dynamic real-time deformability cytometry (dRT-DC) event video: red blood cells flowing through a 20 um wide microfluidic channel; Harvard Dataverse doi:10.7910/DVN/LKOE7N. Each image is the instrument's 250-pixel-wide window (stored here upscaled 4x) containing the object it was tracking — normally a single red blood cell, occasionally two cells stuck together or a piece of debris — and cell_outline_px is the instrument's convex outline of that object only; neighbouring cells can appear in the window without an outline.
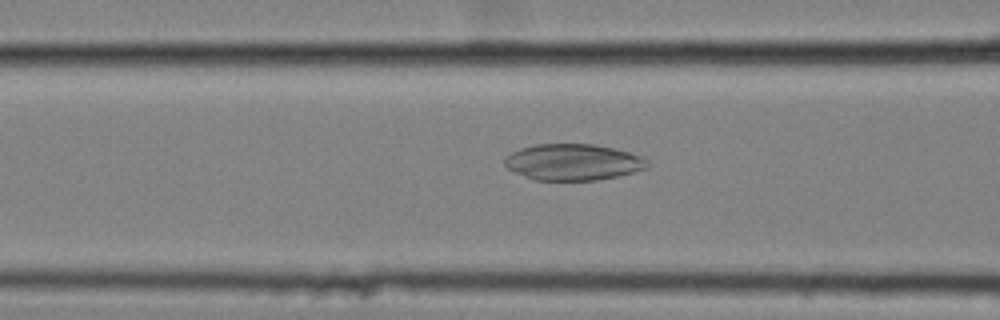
{"species": "common noctule bat (a hibernating species)", "species_latin": "Nyctalus noctula", "temperature_condition": "cold", "stored_images_in_passage": 58, "camera_frame_rate_fps": 3000, "um_per_image_px": 0.085, "animal": {"sex": "female", "body_mass_g": 25.1}, "frame": {"image": 1, "passage_image": 24, "time_ms": 7.667, "image_size_px": [1000, 320], "cell_outline_px": [[648, 168], [616, 176], [596, 180], [536, 180], [516, 172], [508, 168], [504, 164], [504, 160], [512, 152], [520, 148], [536, 144], [592, 144], [612, 148], [644, 156], [648, 160]], "centroid_in_image_um": [48.73, 13.77], "position_along_channel_um": 117.9, "area_um2": 29.94}}
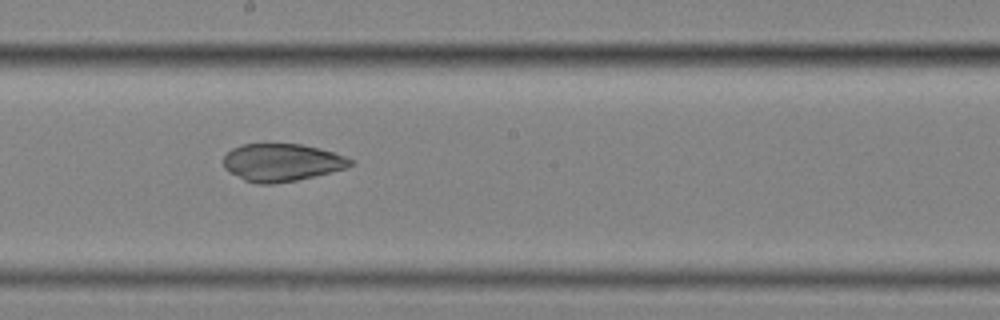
{"frame": {"image": 2, "passage_image": 33, "time_ms": 10.667, "image_size_px": [1000, 320], "cell_outline_px": [[356, 160], [348, 168], [296, 180], [272, 184], [256, 184], [244, 180], [228, 172], [224, 168], [224, 156], [232, 148], [244, 144], [300, 144], [320, 148]], "centroid_in_image_um": [23.95, 13.81], "position_along_channel_um": 224.2, "area_um2": 27.86}}
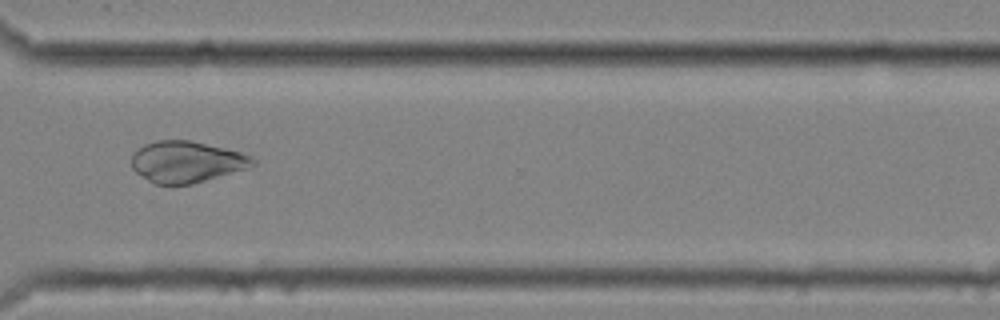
{"frame": {"image": 3, "passage_image": 44, "time_ms": 14.333, "image_size_px": [1000, 320], "cell_outline_px": [[256, 164], [244, 168], [192, 184], [156, 184], [148, 180], [136, 172], [132, 168], [132, 156], [144, 144], [156, 140], [192, 140], [240, 152], [252, 156], [256, 160]], "centroid_in_image_um": [15.84, 13.74], "position_along_channel_um": 354.8, "area_um2": 28.78}}